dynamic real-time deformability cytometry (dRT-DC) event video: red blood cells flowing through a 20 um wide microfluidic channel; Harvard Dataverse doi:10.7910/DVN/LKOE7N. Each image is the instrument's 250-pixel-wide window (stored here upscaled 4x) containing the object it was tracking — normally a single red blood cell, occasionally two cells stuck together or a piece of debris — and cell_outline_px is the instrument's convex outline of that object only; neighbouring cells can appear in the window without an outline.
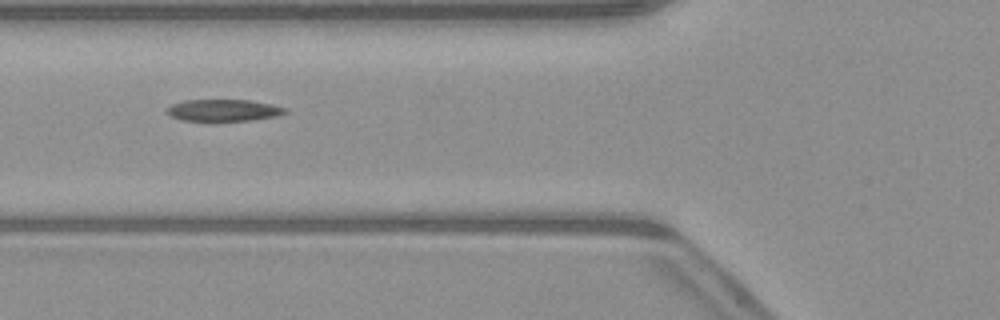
{"species": "common noctule bat (a hibernating species)", "species_latin": "Nyctalus noctula", "temperature_condition": "warm", "stored_images_in_passage": 3, "camera_frame_rate_fps": 3000, "um_per_image_px": 0.085, "animal": {"sex": "male", "body_mass_g": 23.1, "forearm_length_mm": 52.7}, "frame": {"image": 1, "passage_image": 3, "time_ms": 3.333, "image_size_px": [1000, 320], "cell_outline_px": [[288, 112], [276, 116], [248, 120], [216, 124], [212, 124], [180, 120], [172, 116], [164, 108], [172, 104], [184, 100], [252, 100], [272, 104], [288, 108]], "centroid_in_image_um": [18.97, 9.42], "position_along_channel_um": 106.8, "area_um2": 15.95}}